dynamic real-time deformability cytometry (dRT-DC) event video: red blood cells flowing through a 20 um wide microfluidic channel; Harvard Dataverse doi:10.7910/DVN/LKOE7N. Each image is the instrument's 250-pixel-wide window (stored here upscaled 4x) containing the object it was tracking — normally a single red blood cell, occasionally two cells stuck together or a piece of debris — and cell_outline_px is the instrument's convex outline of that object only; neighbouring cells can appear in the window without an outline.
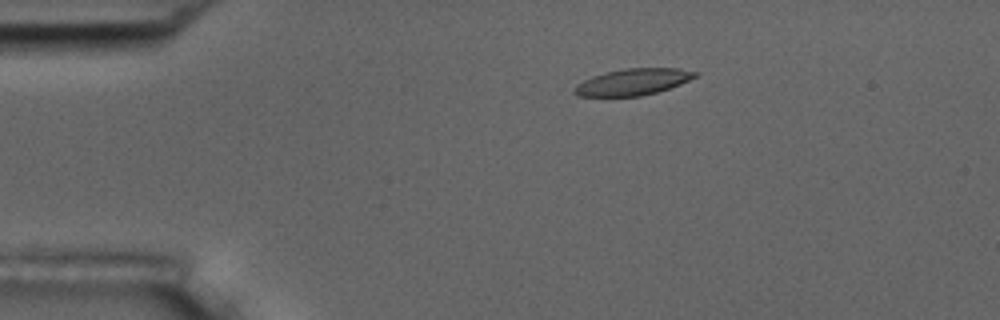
{"species": "common noctule bat (a hibernating species)", "species_latin": "Nyctalus noctula", "temperature_condition": "room temperature", "stored_images_in_passage": 7, "camera_frame_rate_fps": 3000, "um_per_image_px": 0.085, "animal": {"sex": "male", "body_mass_g": 17.5, "forearm_length_mm": 52.3}, "frame": {"image": 1, "passage_image": 1, "time_ms": 0.0, "image_size_px": [1000, 320], "cell_outline_px": [[700, 72], [696, 76], [680, 84], [656, 92], [640, 96], [576, 96], [572, 92], [576, 84], [592, 76], [604, 72], [624, 68], [680, 68]], "centroid_in_image_um": [53.77, 6.95], "position_along_channel_um": 31.2, "area_um2": 18.67}}
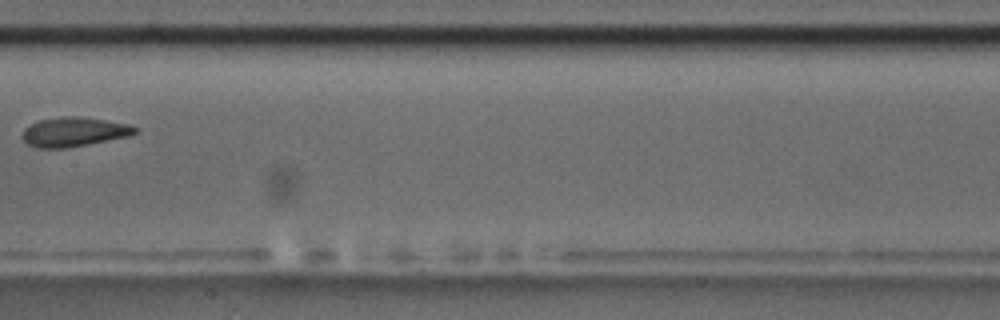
{"frame": {"image": 2, "passage_image": 6, "time_ms": 6.0, "image_size_px": [1000, 320], "cell_outline_px": [[140, 132], [128, 136], [88, 144], [64, 148], [36, 148], [28, 144], [20, 136], [24, 128], [36, 120], [64, 116], [80, 116], [128, 124], [140, 128]], "centroid_in_image_um": [6.27, 11.2], "position_along_channel_um": 201.1, "area_um2": 19.48}}
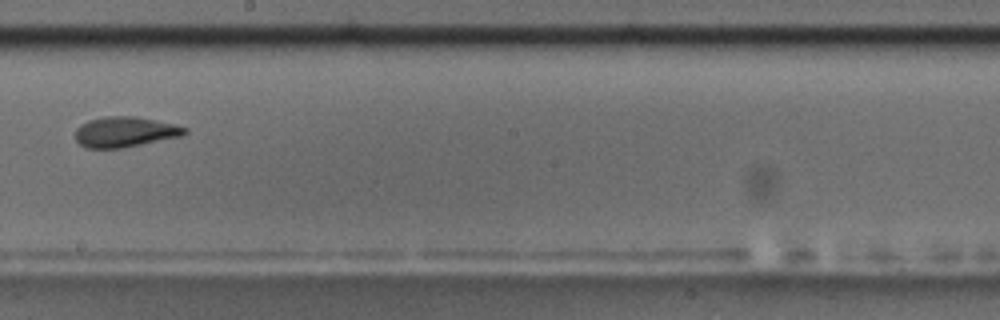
{"frame": {"image": 3, "passage_image": 7, "time_ms": 7.0, "image_size_px": [1000, 320], "cell_outline_px": [[188, 132], [184, 136], [124, 148], [84, 148], [76, 140], [76, 128], [80, 124], [88, 120], [104, 116], [136, 116], [156, 120], [188, 128]], "centroid_in_image_um": [10.63, 11.22], "position_along_channel_um": 237.6, "area_um2": 19.65}}